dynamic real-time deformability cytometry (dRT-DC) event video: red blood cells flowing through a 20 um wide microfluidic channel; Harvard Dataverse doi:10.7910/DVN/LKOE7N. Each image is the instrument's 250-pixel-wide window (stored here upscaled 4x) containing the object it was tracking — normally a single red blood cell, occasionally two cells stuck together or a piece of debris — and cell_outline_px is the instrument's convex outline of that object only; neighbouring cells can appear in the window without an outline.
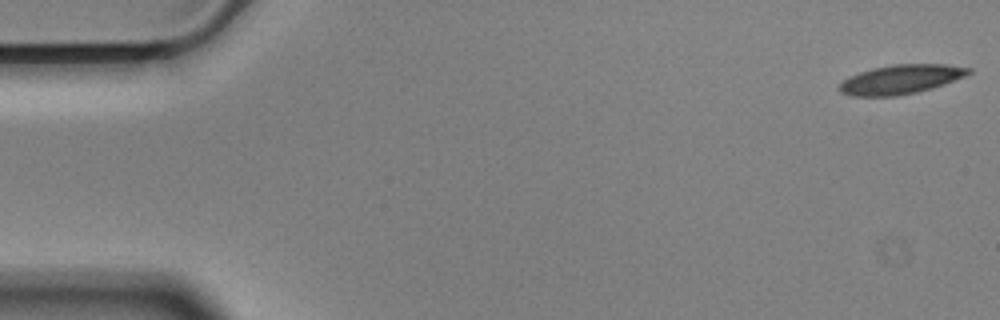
{"species": "Egyptian fruit bat (a non-hibernating species)", "species_latin": "Rousettus aegyptiacus", "temperature_condition": "cold", "stored_images_in_passage": 52, "camera_frame_rate_fps": 3000, "um_per_image_px": 0.085, "animal": {"sex": "male"}, "frame": {"image": 1, "passage_image": 1, "time_ms": 0.0, "image_size_px": [1000, 320], "cell_outline_px": [[972, 72], [964, 76], [944, 84], [932, 88], [916, 92], [896, 96], [852, 96], [840, 92], [836, 88], [848, 76], [872, 68], [892, 64], [948, 64], [972, 68]], "centroid_in_image_um": [76.55, 6.74], "position_along_channel_um": 8.4, "area_um2": 22.08}}
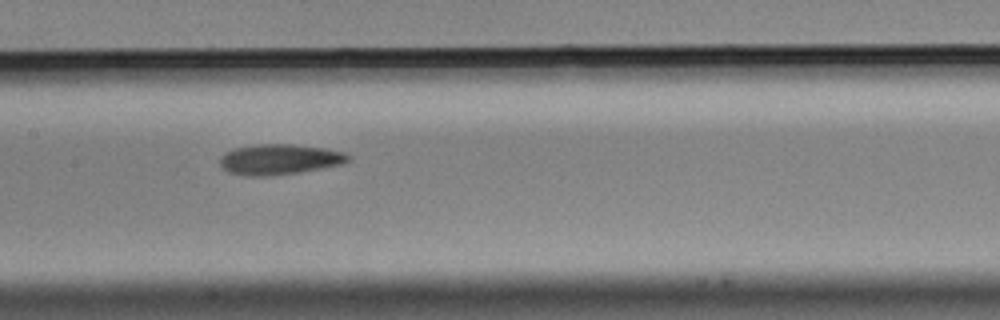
{"frame": {"image": 2, "passage_image": 27, "time_ms": 8.667, "image_size_px": [1000, 320], "cell_outline_px": [[352, 160], [340, 164], [300, 172], [268, 176], [244, 176], [228, 172], [220, 168], [220, 156], [236, 148], [260, 144], [292, 144], [324, 148], [344, 152], [352, 156]], "centroid_in_image_um": [23.75, 13.55], "position_along_channel_um": 183.6, "area_um2": 22.77}}
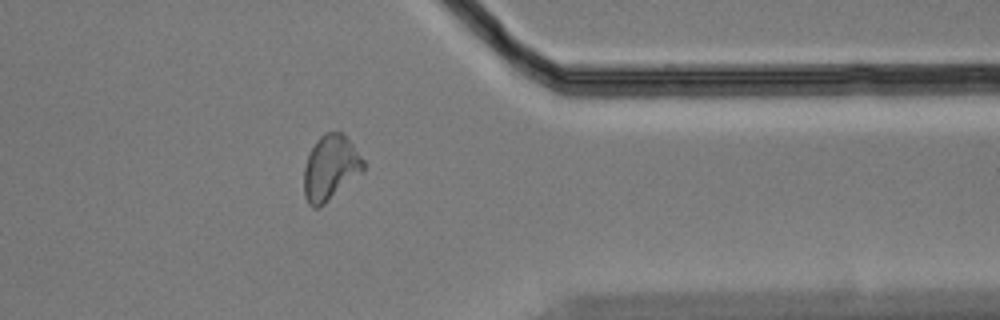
{"frame": {"image": 3, "passage_image": 45, "time_ms": 14.667, "image_size_px": [1000, 320], "cell_outline_px": [[364, 172], [324, 204], [316, 208], [312, 208], [308, 204], [304, 196], [304, 168], [308, 156], [316, 140], [324, 132], [340, 132], [352, 144], [364, 160]], "centroid_in_image_um": [28.09, 14.29], "position_along_channel_um": 383.3, "area_um2": 22.48}, "authors_computed_cell_mechanics": {"area_um2": 22.4553, "velocity_mm_per_s": 3.5281, "shape_relaxation_time_tau1_ms": null, "shape_relaxation_time_tau2_ms": 11.0189, "deformation_change_tau1": null, "deformation_change_tau2": 0.192}}